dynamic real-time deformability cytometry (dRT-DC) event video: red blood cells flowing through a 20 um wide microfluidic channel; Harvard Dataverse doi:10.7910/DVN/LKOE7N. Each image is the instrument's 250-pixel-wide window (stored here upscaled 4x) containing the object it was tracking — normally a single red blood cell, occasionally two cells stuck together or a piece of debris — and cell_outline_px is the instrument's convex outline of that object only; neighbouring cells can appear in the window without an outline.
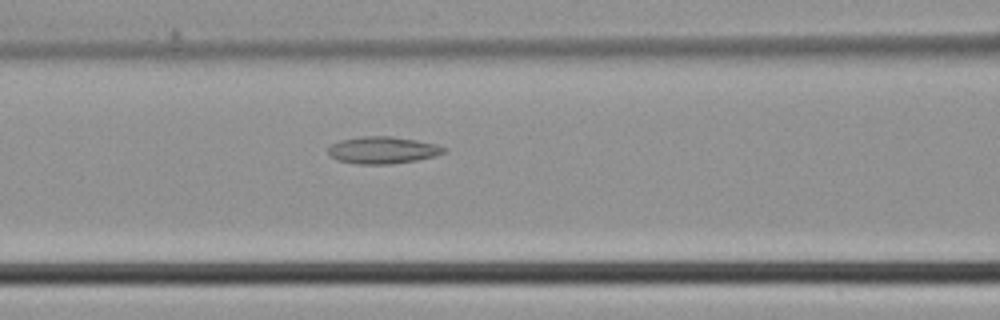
{"species": "common noctule bat (a hibernating species)", "species_latin": "Nyctalus noctula", "temperature_condition": "cold", "stored_images_in_passage": 31, "camera_frame_rate_fps": 3000, "um_per_image_px": 0.085, "animal": {"sex": "male", "body_mass_g": 21.5, "forearm_length_mm": 52.0}, "frame": {"image": 1, "passage_image": 6, "time_ms": 1.667, "image_size_px": [1000, 320], "cell_outline_px": [[448, 152], [436, 156], [416, 160], [388, 164], [356, 164], [336, 160], [328, 152], [328, 148], [332, 144], [340, 140], [360, 136], [392, 136], [416, 140], [436, 144], [448, 148]], "centroid_in_image_um": [32.56, 12.76], "position_along_channel_um": 134.0, "area_um2": 18.38}}
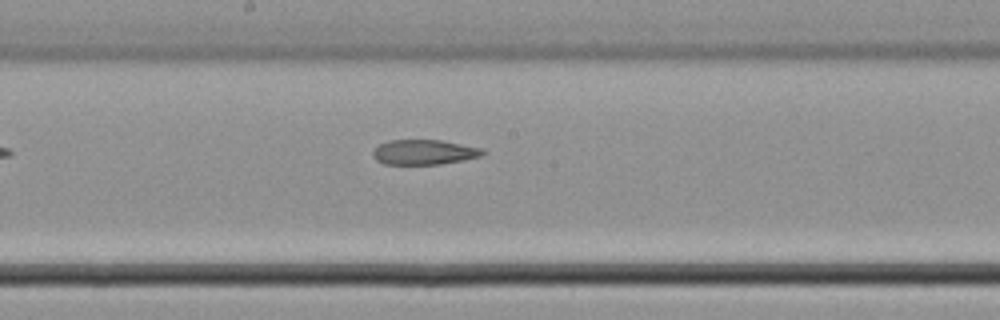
{"frame": {"image": 2, "passage_image": 11, "time_ms": 3.333, "image_size_px": [1000, 320], "cell_outline_px": [[484, 152], [480, 156], [464, 160], [440, 164], [384, 164], [376, 160], [372, 156], [372, 152], [380, 144], [388, 140], [440, 140], [484, 148]], "centroid_in_image_um": [36.04, 12.93], "position_along_channel_um": 212.2, "area_um2": 15.95}}
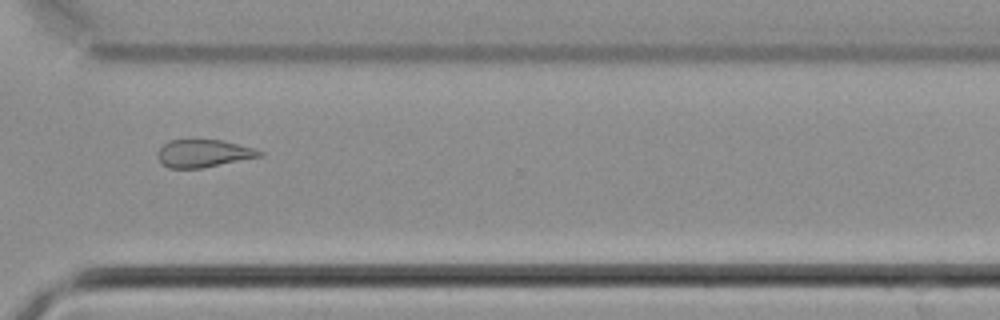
{"frame": {"image": 3, "passage_image": 20, "time_ms": 6.333, "image_size_px": [1000, 320], "cell_outline_px": [[264, 156], [200, 168], [168, 168], [156, 156], [156, 152], [168, 140], [220, 140], [256, 148], [264, 152]], "centroid_in_image_um": [17.32, 13.03], "position_along_channel_um": 353.3, "area_um2": 16.42}}